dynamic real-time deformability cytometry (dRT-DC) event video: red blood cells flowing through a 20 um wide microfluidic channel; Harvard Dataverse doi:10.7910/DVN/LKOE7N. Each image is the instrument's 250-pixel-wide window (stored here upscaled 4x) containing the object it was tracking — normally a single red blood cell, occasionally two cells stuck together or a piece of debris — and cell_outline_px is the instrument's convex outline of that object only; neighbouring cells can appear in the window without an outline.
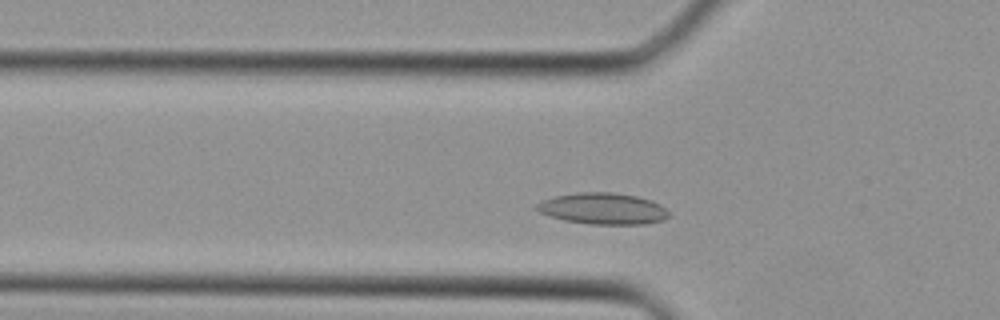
{"species": "Egyptian fruit bat (a non-hibernating species)", "species_latin": "Rousettus aegyptiacus", "temperature_condition": "cold", "stored_images_in_passage": 9, "camera_frame_rate_fps": 3000, "um_per_image_px": 0.085, "animal": {"sex": "female"}, "frame": {"image": 1, "passage_image": 2, "time_ms": 0.333, "image_size_px": [1000, 320], "cell_outline_px": [[668, 216], [664, 220], [644, 224], [588, 224], [564, 220], [540, 212], [536, 208], [536, 204], [544, 200], [556, 196], [576, 192], [612, 192], [636, 196], [652, 200], [660, 204], [668, 212]], "centroid_in_image_um": [51.27, 17.73], "position_along_channel_um": 74.5, "area_um2": 23.99}}
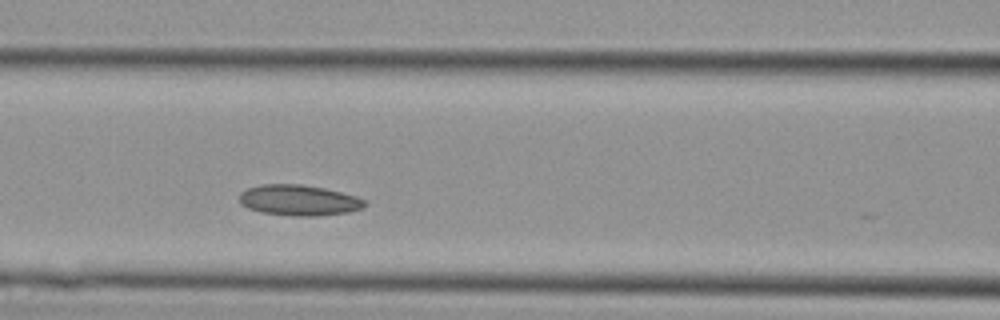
{"frame": {"image": 2, "passage_image": 6, "time_ms": 1.667, "image_size_px": [1000, 320], "cell_outline_px": [[368, 204], [364, 208], [348, 212], [316, 216], [292, 216], [260, 212], [248, 208], [240, 204], [240, 192], [248, 188], [264, 184], [300, 184], [324, 188], [356, 196], [364, 200]], "centroid_in_image_um": [25.41, 17.03], "position_along_channel_um": 141.2, "area_um2": 22.48}}
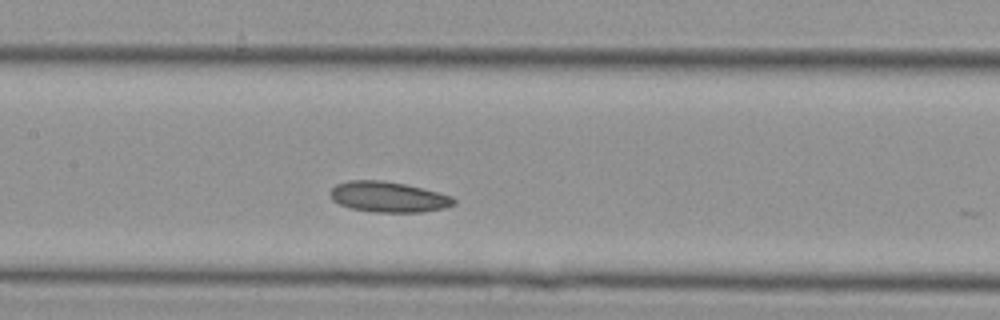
{"frame": {"image": 3, "passage_image": 8, "time_ms": 2.333, "image_size_px": [1000, 320], "cell_outline_px": [[456, 204], [444, 208], [420, 212], [372, 212], [352, 208], [340, 204], [332, 200], [328, 192], [336, 184], [348, 180], [380, 180], [404, 184], [452, 196], [456, 200]], "centroid_in_image_um": [32.98, 16.74], "position_along_channel_um": 174.4, "area_um2": 21.91}}